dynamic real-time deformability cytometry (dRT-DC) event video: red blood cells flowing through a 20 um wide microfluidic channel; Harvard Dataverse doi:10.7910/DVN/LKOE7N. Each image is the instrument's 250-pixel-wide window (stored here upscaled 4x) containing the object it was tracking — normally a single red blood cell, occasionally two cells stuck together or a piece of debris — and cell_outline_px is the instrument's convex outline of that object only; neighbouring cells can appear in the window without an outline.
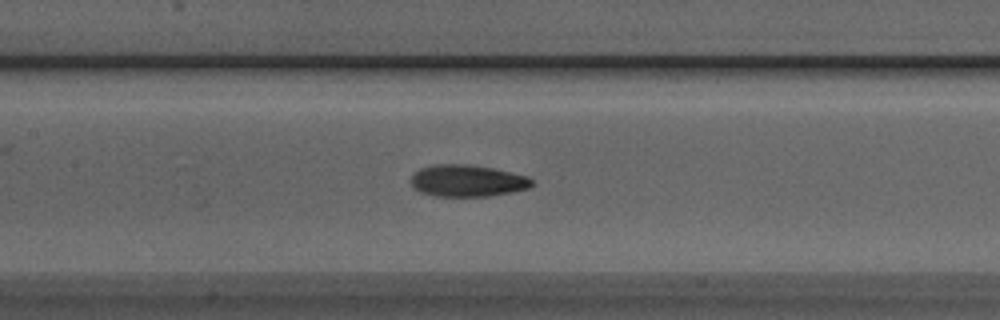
{"species": "Egyptian fruit bat (a non-hibernating species)", "species_latin": "Rousettus aegyptiacus", "temperature_condition": "room temperature", "stored_images_in_passage": 37, "camera_frame_rate_fps": 3000, "um_per_image_px": 0.085, "animal": {"sex": "male"}, "frame": {"image": 1, "passage_image": 19, "time_ms": 6.0, "image_size_px": [1000, 320], "cell_outline_px": [[532, 184], [528, 188], [512, 192], [488, 196], [432, 196], [420, 192], [412, 188], [412, 172], [420, 168], [432, 164], [468, 164], [492, 168], [528, 176], [532, 180]], "centroid_in_image_um": [39.67, 15.36], "position_along_channel_um": 167.7, "area_um2": 22.54}}
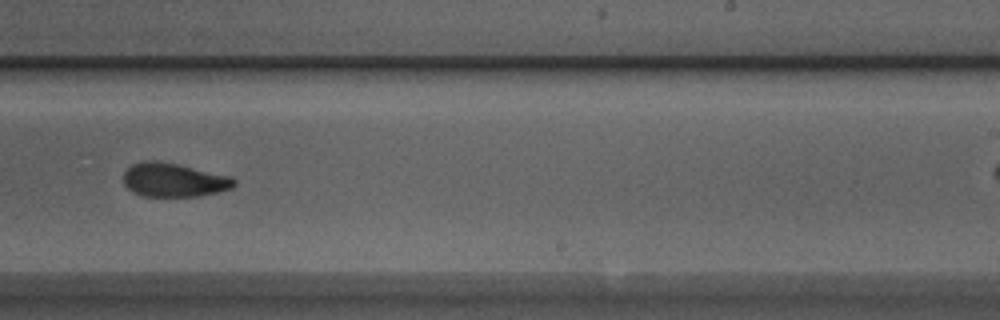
{"frame": {"image": 2, "passage_image": 27, "time_ms": 8.667, "image_size_px": [1000, 320], "cell_outline_px": [[236, 184], [232, 188], [200, 196], [140, 196], [132, 192], [124, 184], [124, 172], [132, 164], [144, 160], [156, 160], [176, 164], [228, 176], [236, 180]], "centroid_in_image_um": [14.73, 15.3], "position_along_channel_um": 274.3, "area_um2": 21.62}}
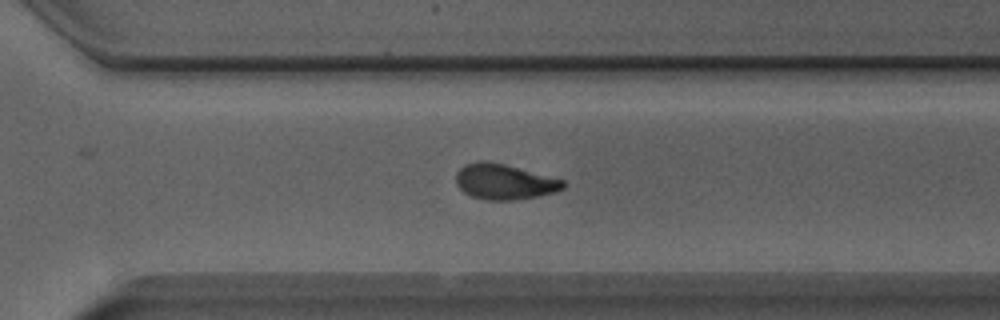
{"frame": {"image": 3, "passage_image": 31, "time_ms": 10.0, "image_size_px": [1000, 320], "cell_outline_px": [[564, 188], [556, 192], [516, 200], [484, 200], [472, 196], [464, 192], [456, 184], [456, 172], [464, 164], [476, 160], [484, 160], [504, 164], [564, 180]], "centroid_in_image_um": [42.83, 15.44], "position_along_channel_um": 327.8, "area_um2": 22.14}}